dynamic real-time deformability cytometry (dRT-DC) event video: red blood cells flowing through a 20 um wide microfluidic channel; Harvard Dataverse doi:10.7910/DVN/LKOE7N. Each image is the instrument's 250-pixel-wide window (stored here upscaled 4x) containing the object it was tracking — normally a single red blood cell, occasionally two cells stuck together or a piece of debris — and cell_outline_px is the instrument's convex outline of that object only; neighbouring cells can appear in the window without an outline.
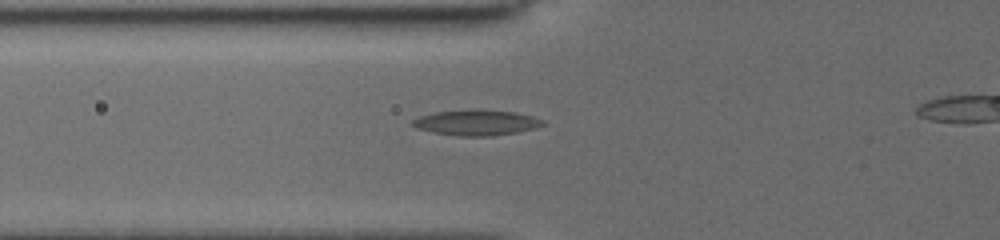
{"species": "common noctule bat (a hibernating species)", "species_latin": "Nyctalus noctula", "temperature_condition": "cold", "stored_images_in_passage": 18, "camera_frame_rate_fps": 3000, "um_per_image_px": 0.085, "animal": {"sex": "female", "body_mass_g": 19.5, "forearm_length_mm": 54.1}, "frame": {"image": 1, "passage_image": 2, "time_ms": 0.667, "image_size_px": [1000, 240], "cell_outline_px": [[544, 124], [536, 128], [516, 132], [492, 136], [456, 136], [432, 132], [416, 128], [412, 124], [412, 120], [420, 116], [436, 112], [512, 112], [532, 116], [544, 120]], "centroid_in_image_um": [40.49, 10.48], "position_along_channel_um": 85.3, "area_um2": 18.38}}
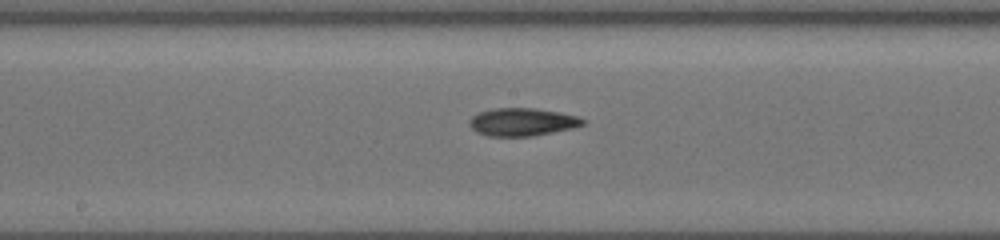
{"frame": {"image": 2, "passage_image": 8, "time_ms": 3.667, "image_size_px": [1000, 240], "cell_outline_px": [[584, 124], [572, 128], [532, 136], [488, 136], [476, 132], [468, 124], [468, 120], [472, 116], [480, 112], [492, 108], [532, 108], [560, 112], [576, 116], [584, 120]], "centroid_in_image_um": [44.34, 10.36], "position_along_channel_um": 203.9, "area_um2": 18.32}}
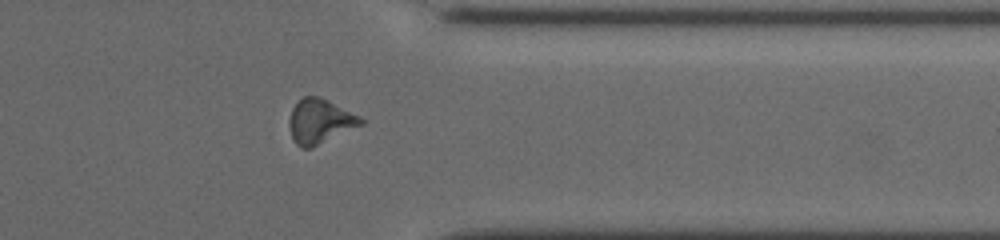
{"frame": {"image": 3, "passage_image": 15, "time_ms": 8.333, "image_size_px": [1000, 240], "cell_outline_px": [[364, 124], [312, 148], [300, 148], [292, 140], [288, 124], [288, 120], [292, 108], [304, 96], [316, 96], [328, 100], [360, 116], [364, 120]], "centroid_in_image_um": [27.18, 10.34], "position_along_channel_um": 384.2, "area_um2": 18.73}, "authors_computed_cell_mechanics": {"area_um2": 18.1492, "velocity_mm_per_s": 3.9361, "shape_relaxation_time_tau1_ms": 4.0441, "shape_relaxation_time_tau2_ms": 1.7369, "deformation_change_tau1": 0.1383, "deformation_change_tau2": 0.0827}}